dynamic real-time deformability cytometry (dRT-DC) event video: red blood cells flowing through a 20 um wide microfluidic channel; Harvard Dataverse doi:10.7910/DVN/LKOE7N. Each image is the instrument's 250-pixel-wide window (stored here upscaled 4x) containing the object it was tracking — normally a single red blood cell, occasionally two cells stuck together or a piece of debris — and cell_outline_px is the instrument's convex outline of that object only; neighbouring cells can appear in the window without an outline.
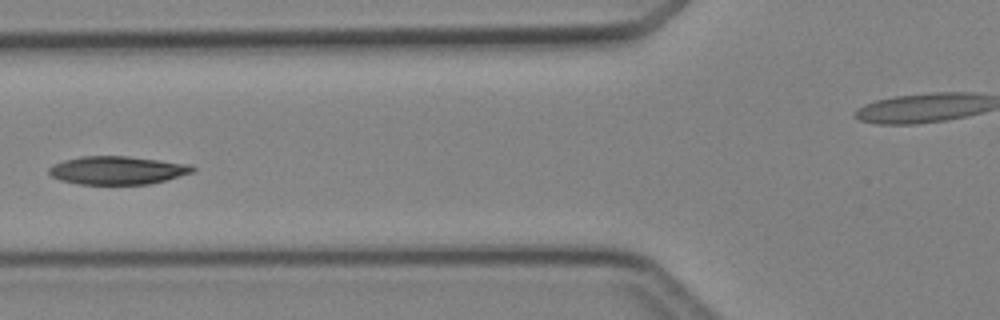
{"species": "Egyptian fruit bat (a non-hibernating species)", "species_latin": "Rousettus aegyptiacus", "temperature_condition": "cold", "stored_images_in_passage": 5, "camera_frame_rate_fps": 3000, "um_per_image_px": 0.085, "animal": {"sex": "female"}, "frame": {"image": 1, "passage_image": 5, "time_ms": 4.667, "image_size_px": [1000, 320], "cell_outline_px": [[196, 172], [148, 184], [80, 184], [60, 180], [52, 176], [48, 172], [48, 168], [52, 164], [64, 160], [80, 156], [128, 156], [188, 164], [196, 168]], "centroid_in_image_um": [9.96, 14.47], "position_along_channel_um": 115.8, "area_um2": 23.58}}